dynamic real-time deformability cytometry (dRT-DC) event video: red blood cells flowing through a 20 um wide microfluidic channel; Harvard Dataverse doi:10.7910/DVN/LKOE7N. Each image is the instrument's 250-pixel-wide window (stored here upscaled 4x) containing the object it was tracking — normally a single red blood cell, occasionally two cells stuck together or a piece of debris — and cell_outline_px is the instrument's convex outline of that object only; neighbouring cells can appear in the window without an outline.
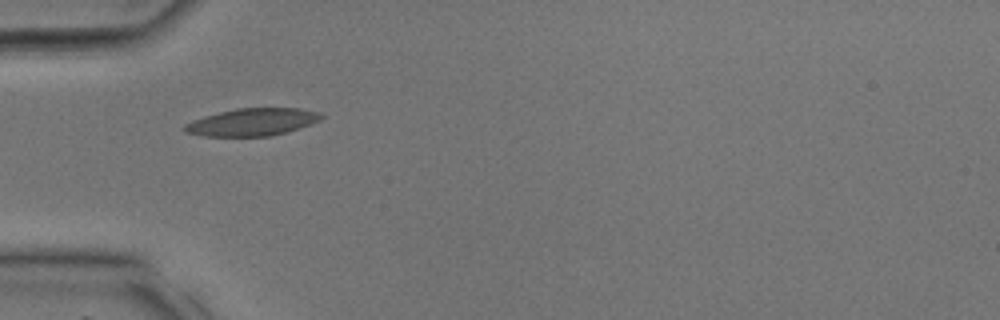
{"species": "common noctule bat (a hibernating species)", "species_latin": "Nyctalus noctula", "temperature_condition": "room temperature", "stored_images_in_passage": 3, "camera_frame_rate_fps": 3000, "um_per_image_px": 0.085, "animal": {"sex": "male", "body_mass_g": 17.9, "forearm_length_mm": 54.2}, "frame": {"image": 1, "passage_image": 1, "time_ms": 0.0, "image_size_px": [1000, 320], "cell_outline_px": [[324, 116], [320, 120], [288, 132], [272, 136], [200, 136], [184, 132], [180, 128], [184, 124], [192, 120], [204, 116], [236, 108], [300, 108], [320, 112]], "centroid_in_image_um": [21.4, 10.38], "position_along_channel_um": 63.6, "area_um2": 22.08}}
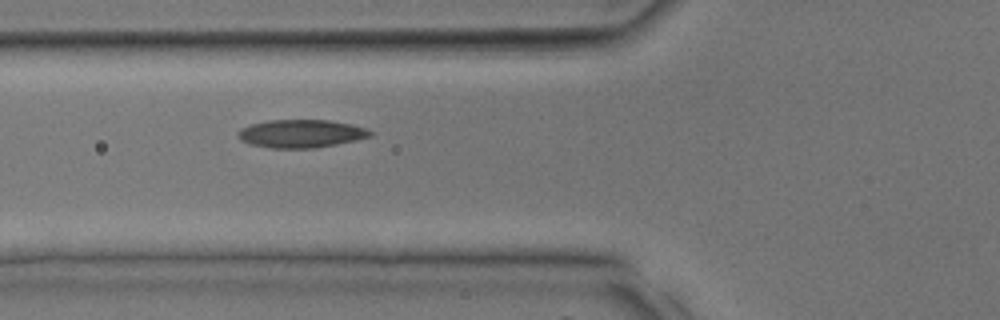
{"frame": {"image": 2, "passage_image": 3, "time_ms": 0.667, "image_size_px": [1000, 320], "cell_outline_px": [[372, 136], [356, 140], [316, 148], [272, 148], [252, 144], [240, 140], [236, 132], [240, 128], [252, 124], [268, 120], [328, 120], [352, 124], [368, 128], [372, 132]], "centroid_in_image_um": [25.6, 11.35], "position_along_channel_um": 100.2, "area_um2": 21.68}}